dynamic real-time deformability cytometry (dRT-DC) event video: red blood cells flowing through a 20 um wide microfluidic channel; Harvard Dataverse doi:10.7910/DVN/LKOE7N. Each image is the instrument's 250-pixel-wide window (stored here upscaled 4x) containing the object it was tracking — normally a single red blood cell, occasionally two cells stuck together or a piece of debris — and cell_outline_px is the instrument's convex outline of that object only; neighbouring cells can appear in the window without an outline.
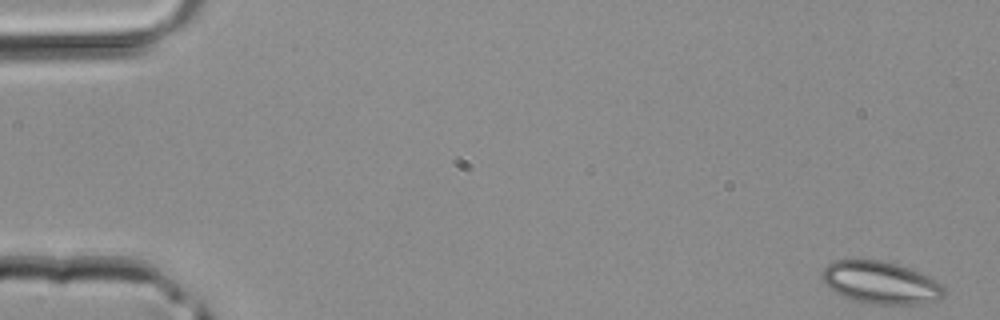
{"species": "common noctule bat (a hibernating species)", "species_latin": "Nyctalus noctula", "temperature_condition": "room temperature", "stored_images_in_passage": 43, "camera_frame_rate_fps": 3000, "um_per_image_px": 0.085, "animal": {"sex": "male", "body_mass_g": 20.4}, "frame": {"image": 1, "passage_image": 1, "time_ms": 0.0, "image_size_px": [1000, 320], "cell_outline_px": [[944, 296], [940, 300], [920, 304], [864, 304], [844, 296], [836, 292], [820, 276], [820, 272], [828, 264], [836, 260], [880, 260], [900, 264], [912, 268], [928, 276], [940, 284], [944, 288]], "centroid_in_image_um": [74.89, 24.02], "position_along_channel_um": 10.1, "area_um2": 30.23}}
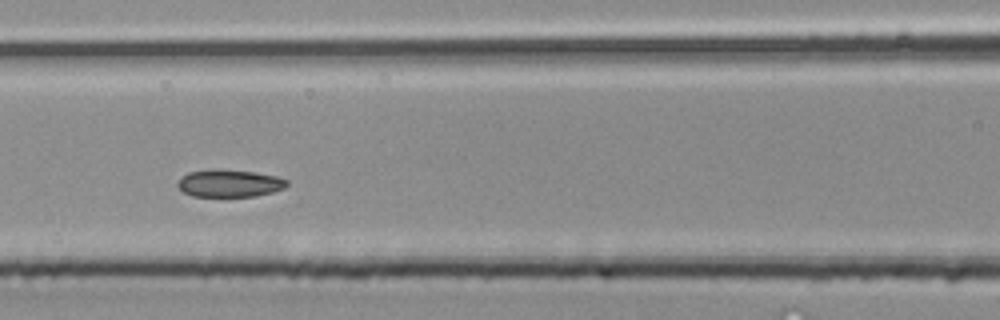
{"frame": {"image": 2, "passage_image": 19, "time_ms": 6.0, "image_size_px": [1000, 320], "cell_outline_px": [[288, 184], [284, 188], [272, 192], [256, 196], [192, 196], [184, 192], [176, 184], [180, 176], [188, 172], [252, 172], [276, 176], [288, 180]], "centroid_in_image_um": [19.52, 15.63], "position_along_channel_um": 147.1, "area_um2": 16.59}}
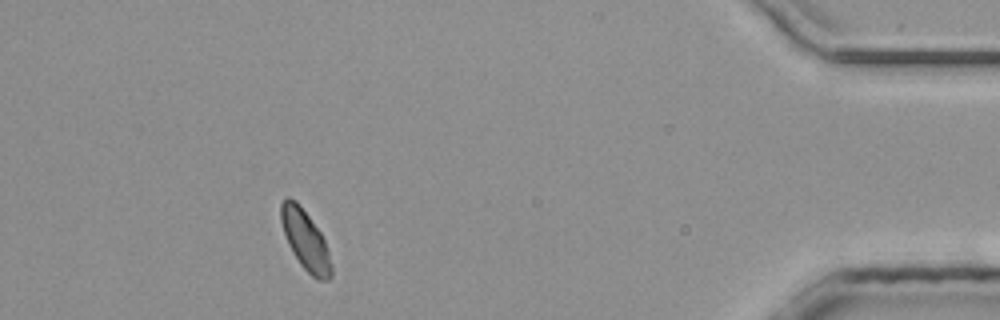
{"frame": {"image": 3, "passage_image": 39, "time_ms": 12.667, "image_size_px": [1000, 320], "cell_outline_px": [[332, 276], [328, 280], [316, 280], [300, 264], [292, 252], [288, 244], [280, 220], [280, 204], [288, 196], [296, 200], [320, 232], [324, 240], [328, 252], [332, 268]], "centroid_in_image_um": [25.94, 20.41], "position_along_channel_um": 409.3, "area_um2": 17.34}}